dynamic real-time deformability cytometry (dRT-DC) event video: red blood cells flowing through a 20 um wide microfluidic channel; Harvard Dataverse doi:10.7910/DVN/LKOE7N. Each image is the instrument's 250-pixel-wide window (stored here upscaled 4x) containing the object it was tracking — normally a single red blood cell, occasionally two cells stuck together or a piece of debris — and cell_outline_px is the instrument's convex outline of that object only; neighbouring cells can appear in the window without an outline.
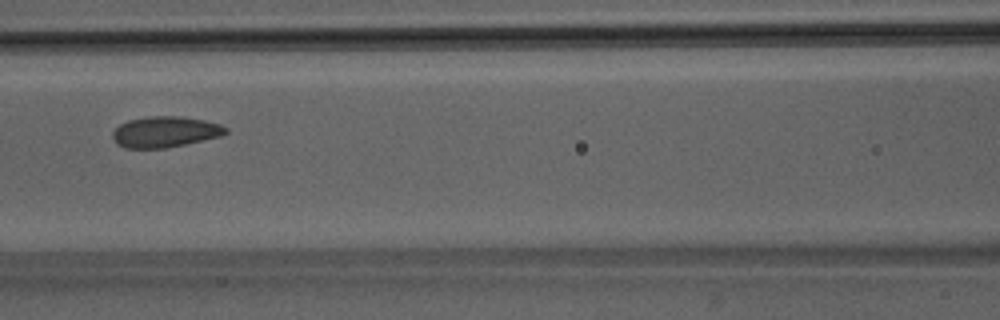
{"species": "Egyptian fruit bat (a non-hibernating species)", "species_latin": "Rousettus aegyptiacus", "temperature_condition": "room temperature", "stored_images_in_passage": 39, "camera_frame_rate_fps": 3000, "um_per_image_px": 0.085, "animal": {"sex": "male"}, "frame": {"image": 1, "passage_image": 11, "time_ms": 3.333, "image_size_px": [1000, 320], "cell_outline_px": [[228, 132], [220, 136], [184, 144], [164, 148], [124, 148], [116, 144], [112, 136], [112, 132], [120, 124], [128, 120], [152, 116], [180, 116], [204, 120], [220, 124], [228, 128]], "centroid_in_image_um": [14.01, 11.21], "position_along_channel_um": 152.6, "area_um2": 20.29}}
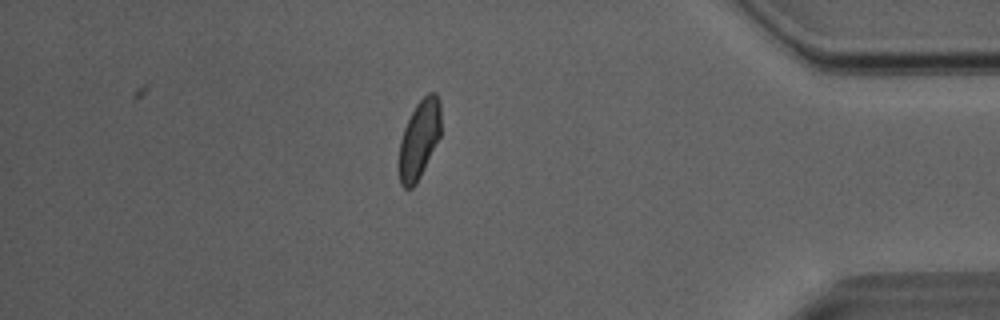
{"frame": {"image": 2, "passage_image": 32, "time_ms": 10.333, "image_size_px": [1000, 320], "cell_outline_px": [[440, 136], [416, 184], [412, 188], [404, 188], [400, 184], [400, 140], [404, 128], [416, 104], [428, 92], [436, 92], [440, 100]], "centroid_in_image_um": [35.65, 11.81], "position_along_channel_um": 399.6, "area_um2": 18.84}}
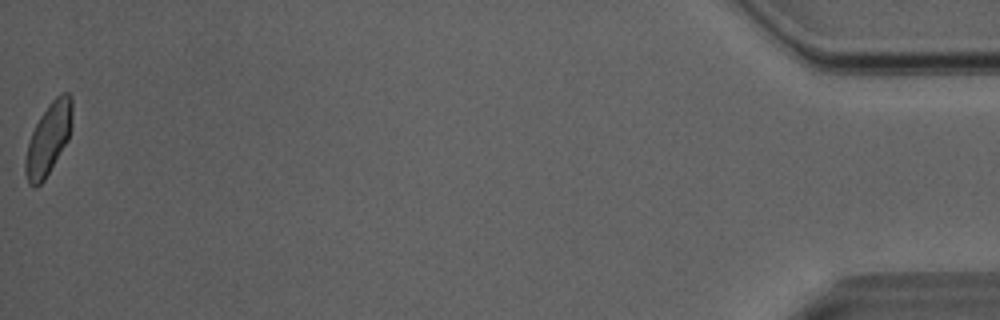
{"frame": {"image": 3, "passage_image": 39, "time_ms": 12.667, "image_size_px": [1000, 320], "cell_outline_px": [[72, 128], [68, 140], [44, 180], [36, 188], [32, 188], [28, 184], [24, 172], [24, 160], [28, 144], [32, 132], [40, 116], [48, 104], [60, 92], [68, 92], [72, 96]], "centroid_in_image_um": [4.12, 11.8], "position_along_channel_um": 431.1, "area_um2": 19.77}, "authors_computed_cell_mechanics": {"area_um2": 19.941, "velocity_mm_per_s": 4.0421, "shape_relaxation_time_tau1_ms": 4.3834, "shape_relaxation_time_tau2_ms": 1.1047, "deformation_change_tau1": 0.1091, "deformation_change_tau2": 0.0588}}